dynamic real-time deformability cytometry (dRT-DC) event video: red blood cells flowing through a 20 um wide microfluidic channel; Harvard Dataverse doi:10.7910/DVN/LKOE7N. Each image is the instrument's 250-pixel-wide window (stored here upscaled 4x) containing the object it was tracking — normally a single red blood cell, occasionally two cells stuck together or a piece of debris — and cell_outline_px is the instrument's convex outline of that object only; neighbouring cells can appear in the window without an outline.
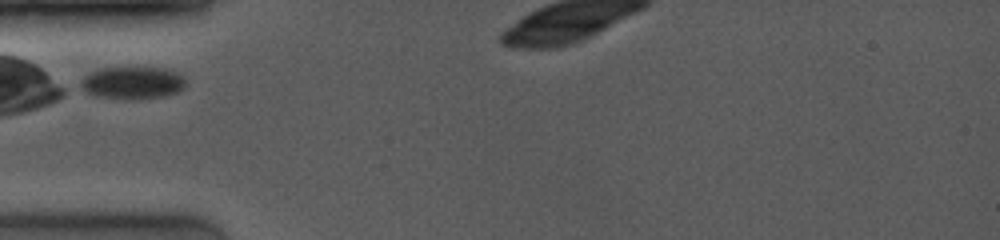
{"species": "common noctule bat (a hibernating species)", "species_latin": "Nyctalus noctula", "temperature_condition": "room temperature", "stored_images_in_passage": 7, "camera_frame_rate_fps": 4000, "um_per_image_px": 0.085, "animal": {"sex": "female", "body_mass_g": 19.0, "forearm_length_mm": 53.3}, "frame": {"image": 1, "passage_image": 1, "time_ms": 0.0, "image_size_px": [1000, 240], "cell_outline_px": [[184, 88], [176, 92], [164, 96], [136, 100], [120, 100], [92, 96], [80, 88], [80, 80], [88, 72], [100, 68], [164, 68], [176, 72], [184, 76]], "centroid_in_image_um": [11.19, 7.06], "position_along_channel_um": 73.8, "area_um2": 20.29}}